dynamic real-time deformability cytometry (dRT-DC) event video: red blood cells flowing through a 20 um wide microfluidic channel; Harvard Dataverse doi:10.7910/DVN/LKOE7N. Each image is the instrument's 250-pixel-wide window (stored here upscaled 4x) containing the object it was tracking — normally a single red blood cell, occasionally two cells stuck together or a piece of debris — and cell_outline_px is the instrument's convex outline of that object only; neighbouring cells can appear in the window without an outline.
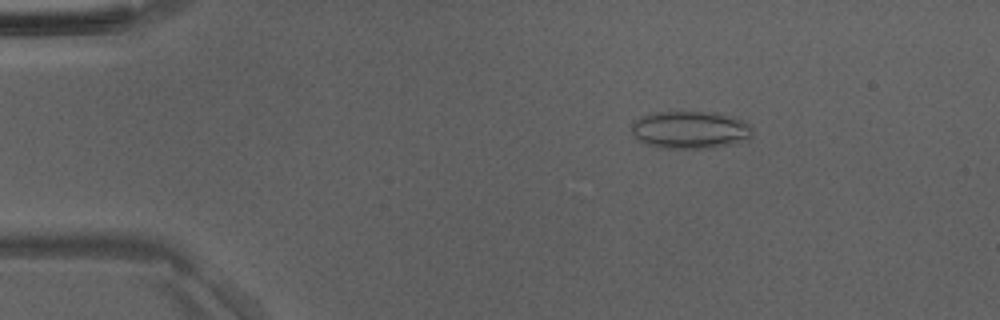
{"species": "Egyptian fruit bat (a non-hibernating species)", "species_latin": "Rousettus aegyptiacus", "temperature_condition": "room temperature", "stored_images_in_passage": 48, "camera_frame_rate_fps": 3000, "um_per_image_px": 0.085, "animal": {"sex": "male"}, "frame": {"image": 1, "passage_image": 7, "time_ms": 2.0, "image_size_px": [1000, 320], "cell_outline_px": [[752, 136], [748, 140], [736, 144], [712, 148], [656, 148], [644, 144], [632, 136], [632, 124], [640, 116], [656, 112], [716, 112], [732, 116], [744, 120], [752, 124]], "centroid_in_image_um": [58.7, 11.05], "position_along_channel_um": 26.3, "area_um2": 27.17}}
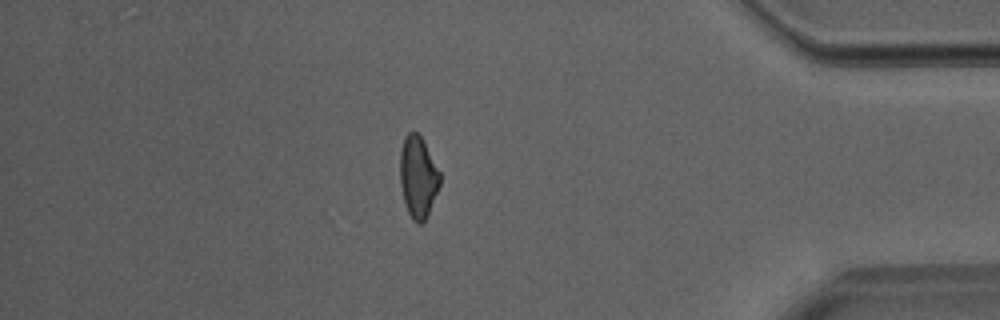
{"frame": {"image": 2, "passage_image": 41, "time_ms": 13.333, "image_size_px": [1000, 320], "cell_outline_px": [[440, 184], [428, 212], [424, 220], [420, 224], [416, 224], [412, 220], [404, 204], [400, 184], [400, 148], [404, 136], [408, 132], [416, 132], [420, 136], [440, 172]], "centroid_in_image_um": [35.5, 15.04], "position_along_channel_um": 399.7, "area_um2": 18.84}}
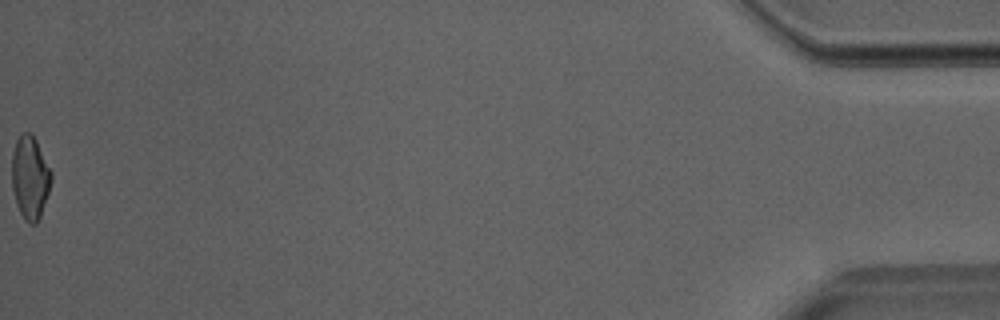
{"frame": {"image": 3, "passage_image": 48, "time_ms": 15.667, "image_size_px": [1000, 320], "cell_outline_px": [[52, 180], [40, 216], [36, 224], [28, 224], [24, 220], [16, 204], [12, 188], [12, 152], [16, 140], [20, 132], [32, 132], [52, 172]], "centroid_in_image_um": [2.54, 15.06], "position_along_channel_um": 432.7, "area_um2": 19.25}}